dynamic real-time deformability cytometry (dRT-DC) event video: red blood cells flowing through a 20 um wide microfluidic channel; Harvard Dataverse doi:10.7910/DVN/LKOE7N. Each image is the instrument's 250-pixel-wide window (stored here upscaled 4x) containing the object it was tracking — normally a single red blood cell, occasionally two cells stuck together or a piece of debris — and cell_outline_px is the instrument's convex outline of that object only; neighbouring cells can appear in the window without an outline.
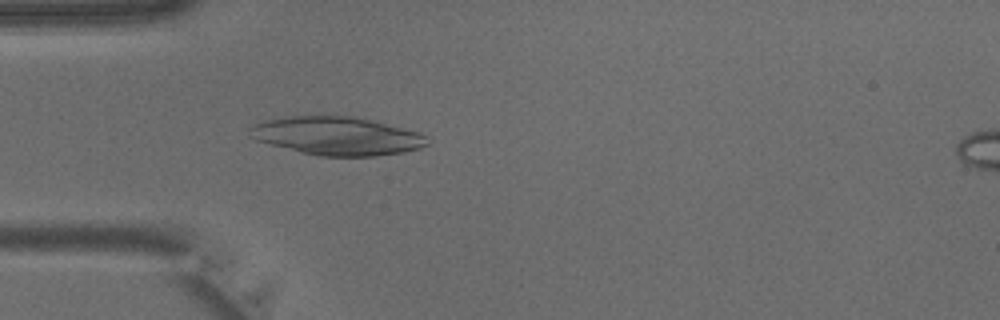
{"species": "common noctule bat (a hibernating species)", "species_latin": "Nyctalus noctula", "temperature_condition": "warm", "stored_images_in_passage": 36, "camera_frame_rate_fps": 3000, "um_per_image_px": 0.085, "animal": {"sex": "male", "body_mass_g": 15.6}, "frame": {"image": 1, "passage_image": 7, "time_ms": 2.0, "image_size_px": [1000, 320], "cell_outline_px": [[428, 144], [420, 148], [404, 152], [376, 156], [320, 156], [300, 152], [256, 140], [248, 136], [248, 128], [264, 120], [288, 116], [352, 116], [420, 132], [424, 136]], "centroid_in_image_um": [28.6, 11.56], "position_along_channel_um": 56.4, "area_um2": 39.42}}
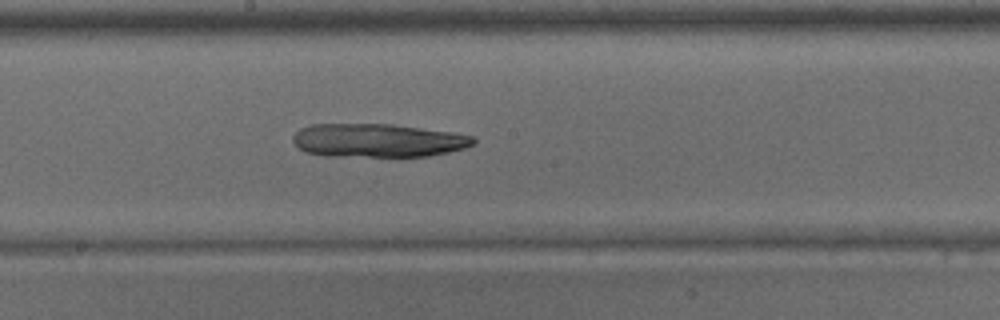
{"frame": {"image": 2, "passage_image": 17, "time_ms": 5.333, "image_size_px": [1000, 320], "cell_outline_px": [[476, 140], [472, 144], [464, 148], [448, 152], [428, 156], [324, 156], [304, 152], [292, 140], [292, 136], [300, 128], [312, 124], [392, 124], [452, 132], [472, 136]], "centroid_in_image_um": [32.08, 11.93], "position_along_channel_um": 216.1, "area_um2": 35.2}}
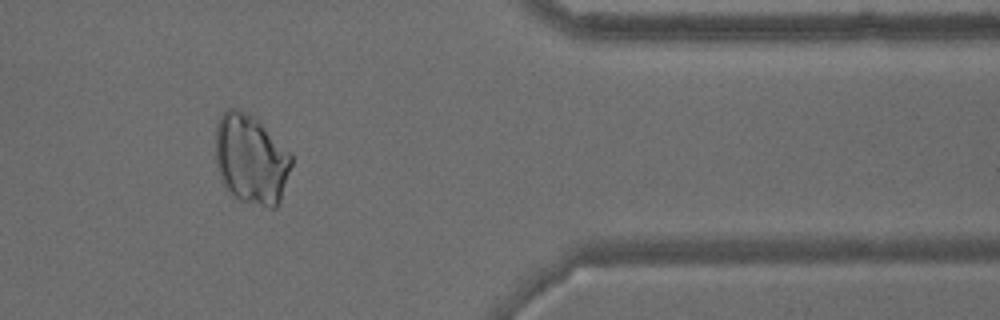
{"frame": {"image": 3, "passage_image": 29, "time_ms": 9.333, "image_size_px": [1000, 320], "cell_outline_px": [[292, 164], [280, 200], [276, 208], [268, 208], [240, 200], [228, 192], [220, 180], [216, 164], [216, 128], [220, 116], [228, 108], [236, 108], [252, 116], [292, 156]], "centroid_in_image_um": [21.3, 13.59], "position_along_channel_um": 390.1, "area_um2": 39.19}}